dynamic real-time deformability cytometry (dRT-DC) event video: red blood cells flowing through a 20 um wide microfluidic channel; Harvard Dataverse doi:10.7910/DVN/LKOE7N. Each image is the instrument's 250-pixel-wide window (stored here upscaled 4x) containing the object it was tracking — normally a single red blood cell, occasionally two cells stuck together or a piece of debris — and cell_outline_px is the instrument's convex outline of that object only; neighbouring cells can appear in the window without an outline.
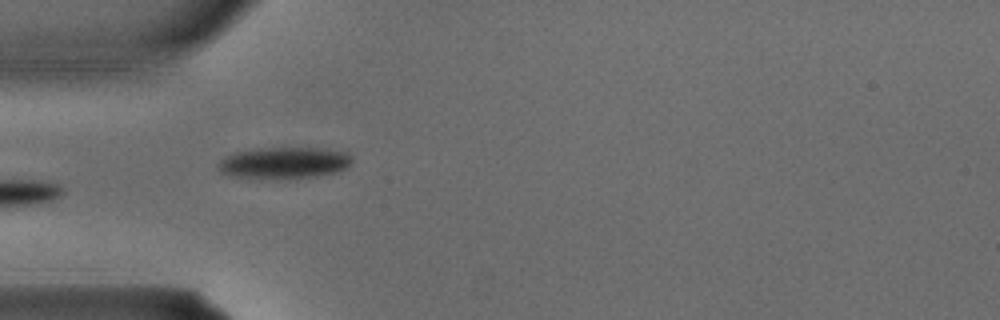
{"species": "common noctule bat (a hibernating species)", "species_latin": "Nyctalus noctula", "temperature_condition": "warm", "stored_images_in_passage": 4, "camera_frame_rate_fps": 3000, "um_per_image_px": 0.085, "animal": {"sex": "male", "body_mass_g": 15.6}, "frame": {"image": 1, "passage_image": 4, "time_ms": 1.0, "image_size_px": [1000, 320], "cell_outline_px": [[352, 160], [348, 168], [340, 172], [316, 176], [276, 180], [260, 180], [232, 176], [220, 172], [216, 164], [220, 160], [236, 152], [268, 148], [316, 148], [348, 152], [352, 156]], "centroid_in_image_um": [24.17, 13.88], "position_along_channel_um": 60.8, "area_um2": 25.09}}